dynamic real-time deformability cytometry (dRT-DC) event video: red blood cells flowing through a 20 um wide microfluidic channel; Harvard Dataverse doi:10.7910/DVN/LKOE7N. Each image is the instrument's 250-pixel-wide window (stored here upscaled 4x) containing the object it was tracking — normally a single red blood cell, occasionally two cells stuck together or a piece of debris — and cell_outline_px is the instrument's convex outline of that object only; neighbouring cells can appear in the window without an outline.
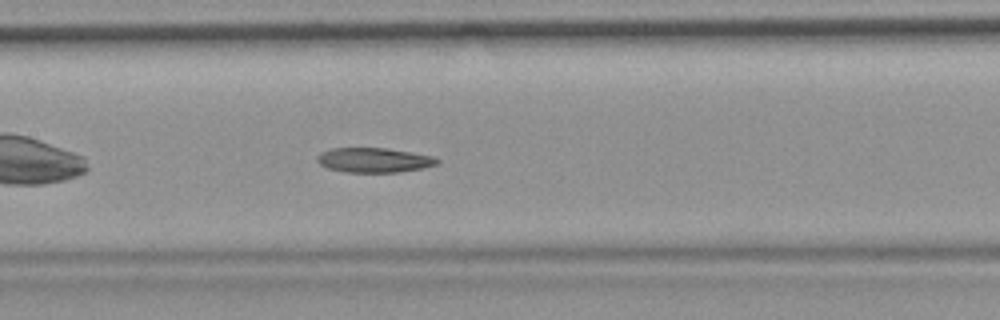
{"species": "common noctule bat (a hibernating species)", "species_latin": "Nyctalus noctula", "temperature_condition": "room temperature", "stored_images_in_passage": 40, "camera_frame_rate_fps": 3000, "um_per_image_px": 0.085, "animal": {"sex": "female", "body_mass_g": 19.9}, "frame": {"image": 1, "passage_image": 12, "time_ms": 3.667, "image_size_px": [1000, 320], "cell_outline_px": [[440, 164], [424, 168], [400, 172], [348, 172], [328, 168], [320, 164], [316, 160], [320, 152], [332, 148], [388, 148], [432, 156], [440, 160]], "centroid_in_image_um": [31.82, 13.61], "position_along_channel_um": 175.6, "area_um2": 17.28}}
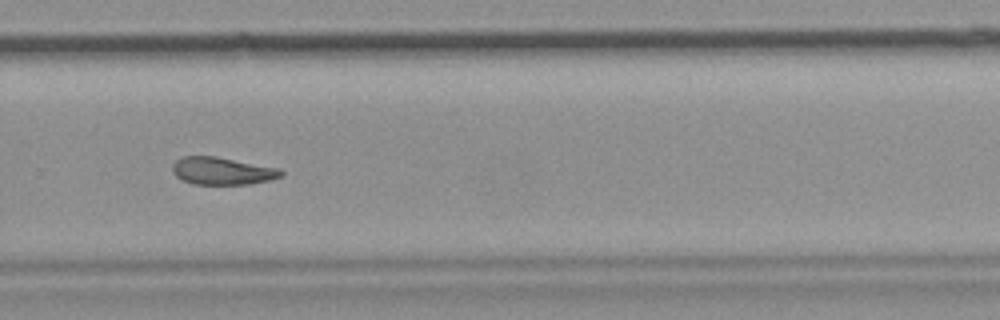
{"frame": {"image": 2, "passage_image": 23, "time_ms": 7.333, "image_size_px": [1000, 320], "cell_outline_px": [[284, 172], [280, 176], [268, 180], [248, 184], [192, 184], [176, 176], [172, 168], [172, 164], [180, 156], [216, 156], [280, 168]], "centroid_in_image_um": [18.87, 14.52], "position_along_channel_um": 310.9, "area_um2": 17.34}}